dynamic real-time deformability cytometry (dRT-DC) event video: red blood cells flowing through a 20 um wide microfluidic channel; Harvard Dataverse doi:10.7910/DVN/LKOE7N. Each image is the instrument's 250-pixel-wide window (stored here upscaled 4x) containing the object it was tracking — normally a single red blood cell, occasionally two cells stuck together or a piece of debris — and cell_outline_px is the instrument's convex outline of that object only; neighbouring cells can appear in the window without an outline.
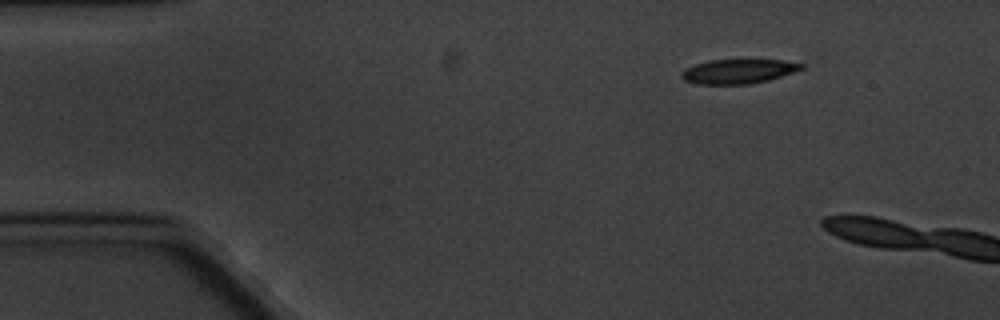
{"species": "common noctule bat (a hibernating species)", "species_latin": "Nyctalus noctula", "temperature_condition": "cold", "stored_images_in_passage": 6, "segment_of_instrument_passage": [2, 2], "camera_frame_rate_fps": 3000, "um_per_image_px": 0.085, "animal": {"sex": "male", "body_mass_g": 20.1, "forearm_length_mm": 53.5}, "frame": {"image": 1, "passage_image": 6, "time_ms": 5.667, "image_size_px": [1000, 320], "cell_outline_px": [[804, 68], [768, 80], [752, 84], [696, 84], [684, 80], [680, 76], [680, 72], [684, 68], [708, 60], [784, 60], [804, 64]], "centroid_in_image_um": [62.71, 6.07], "position_along_channel_um": 22.3, "area_um2": 17.05}}